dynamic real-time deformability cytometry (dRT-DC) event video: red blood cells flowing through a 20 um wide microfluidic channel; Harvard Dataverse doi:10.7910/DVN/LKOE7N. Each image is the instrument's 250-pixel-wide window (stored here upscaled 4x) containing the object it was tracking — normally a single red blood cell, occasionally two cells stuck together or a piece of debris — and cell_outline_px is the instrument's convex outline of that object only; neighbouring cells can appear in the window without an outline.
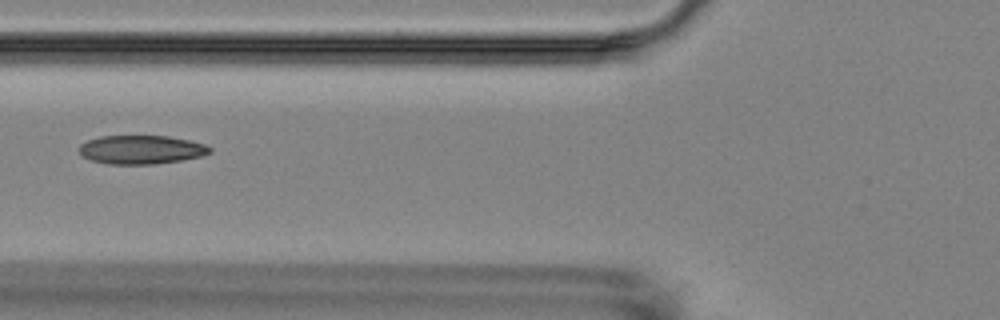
{"species": "Egyptian fruit bat (a non-hibernating species)", "species_latin": "Rousettus aegyptiacus", "temperature_condition": "room temperature", "stored_images_in_passage": 12, "camera_frame_rate_fps": 3000, "um_per_image_px": 0.085, "animal": {"sex": "female"}, "frame": {"image": 1, "passage_image": 2, "time_ms": 1.333, "image_size_px": [1000, 320], "cell_outline_px": [[212, 152], [200, 156], [180, 160], [152, 164], [108, 164], [92, 160], [80, 156], [80, 144], [88, 140], [100, 136], [168, 136], [188, 140], [204, 144], [212, 148]], "centroid_in_image_um": [11.98, 12.72], "position_along_channel_um": 113.8, "area_um2": 21.73}}
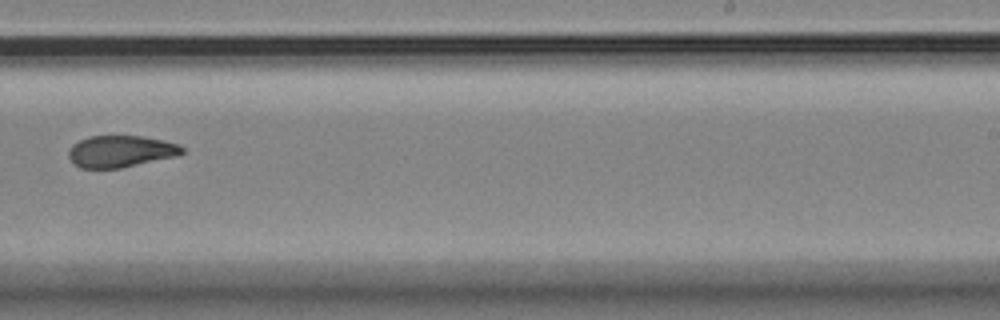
{"frame": {"image": 2, "passage_image": 6, "time_ms": 6.0, "image_size_px": [1000, 320], "cell_outline_px": [[184, 152], [180, 156], [120, 168], [80, 168], [68, 156], [68, 148], [72, 144], [88, 136], [140, 136], [164, 140], [180, 144], [184, 148]], "centroid_in_image_um": [10.3, 12.86], "position_along_channel_um": 278.7, "area_um2": 21.21}}
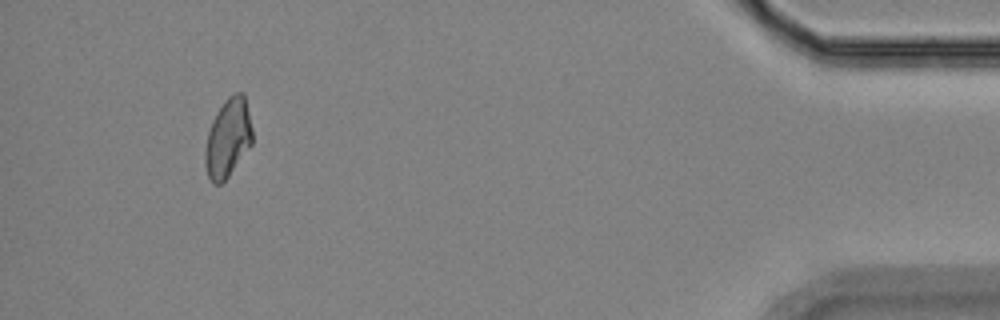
{"frame": {"image": 3, "passage_image": 11, "time_ms": 11.667, "image_size_px": [1000, 320], "cell_outline_px": [[252, 144], [228, 176], [220, 184], [212, 184], [208, 176], [204, 164], [204, 152], [208, 132], [212, 120], [216, 112], [224, 100], [228, 96], [236, 92], [244, 92], [252, 128]], "centroid_in_image_um": [19.36, 11.71], "position_along_channel_um": 415.8, "area_um2": 21.73}, "authors_computed_cell_mechanics": {"area_um2": 21.9062, "velocity_mm_per_s": 3.5503, "shape_relaxation_time_tau1_ms": 4.5577, "shape_relaxation_time_tau2_ms": 1.7675, "deformation_change_tau1": 0.1118, "deformation_change_tau2": 0.0563}}